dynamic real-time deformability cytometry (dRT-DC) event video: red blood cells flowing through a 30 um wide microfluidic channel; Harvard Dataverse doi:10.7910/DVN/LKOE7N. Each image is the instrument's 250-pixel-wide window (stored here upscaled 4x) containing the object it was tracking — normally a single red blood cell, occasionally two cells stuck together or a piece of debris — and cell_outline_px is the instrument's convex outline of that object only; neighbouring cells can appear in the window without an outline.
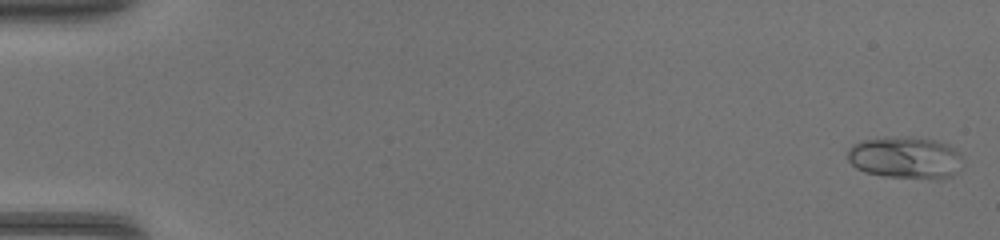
{"species": "common noctule bat (a hibernating species)", "species_latin": "Nyctalus noctula", "temperature_condition": "warm", "stored_images_in_passage": 46, "camera_frame_rate_fps": 3000, "um_per_image_px": 0.085, "animal": {"sex": "female", "body_mass_g": 17.0, "forearm_length_mm": 48.0}, "frame": {"image": 1, "passage_image": 1, "time_ms": 0.0, "image_size_px": [1000, 240], "cell_outline_px": [[960, 156], [956, 172], [952, 176], [940, 180], [884, 176], [864, 172], [856, 168], [848, 160], [848, 148], [852, 144], [860, 140], [888, 136], [908, 136], [936, 140], [948, 144], [956, 148], [960, 152]], "centroid_in_image_um": [76.92, 13.39], "position_along_channel_um": 8.1, "area_um2": 28.67}}
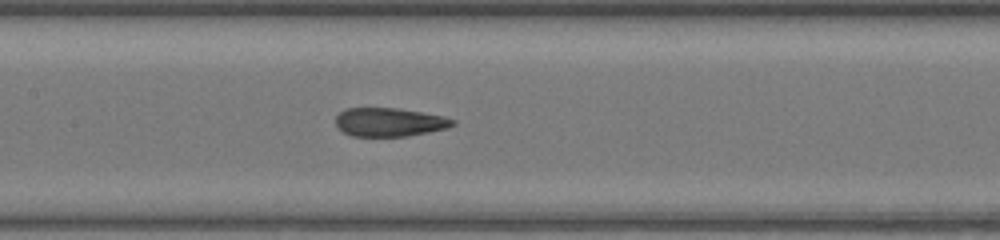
{"frame": {"image": 2, "passage_image": 23, "time_ms": 7.333, "image_size_px": [1000, 240], "cell_outline_px": [[456, 124], [448, 128], [408, 136], [352, 136], [336, 128], [336, 116], [344, 108], [396, 108], [444, 116], [456, 120]], "centroid_in_image_um": [33.1, 10.38], "position_along_channel_um": 174.3, "area_um2": 19.59}}
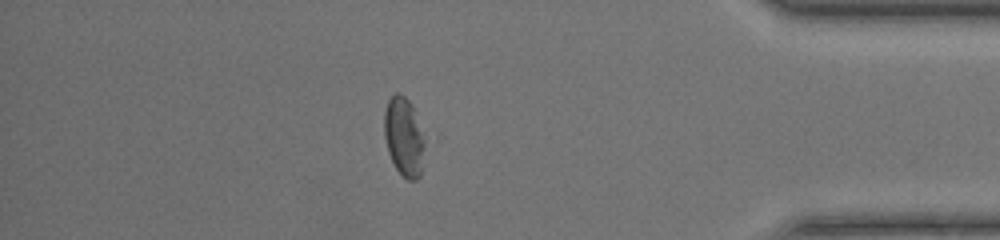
{"frame": {"image": 3, "passage_image": 40, "time_ms": 13.0, "image_size_px": [1000, 240], "cell_outline_px": [[424, 144], [420, 176], [416, 180], [408, 180], [396, 168], [388, 152], [384, 136], [384, 112], [388, 100], [396, 92], [404, 96], [408, 100], [412, 108], [424, 140]], "centroid_in_image_um": [34.3, 11.64], "position_along_channel_um": 400.9, "area_um2": 18.03}}